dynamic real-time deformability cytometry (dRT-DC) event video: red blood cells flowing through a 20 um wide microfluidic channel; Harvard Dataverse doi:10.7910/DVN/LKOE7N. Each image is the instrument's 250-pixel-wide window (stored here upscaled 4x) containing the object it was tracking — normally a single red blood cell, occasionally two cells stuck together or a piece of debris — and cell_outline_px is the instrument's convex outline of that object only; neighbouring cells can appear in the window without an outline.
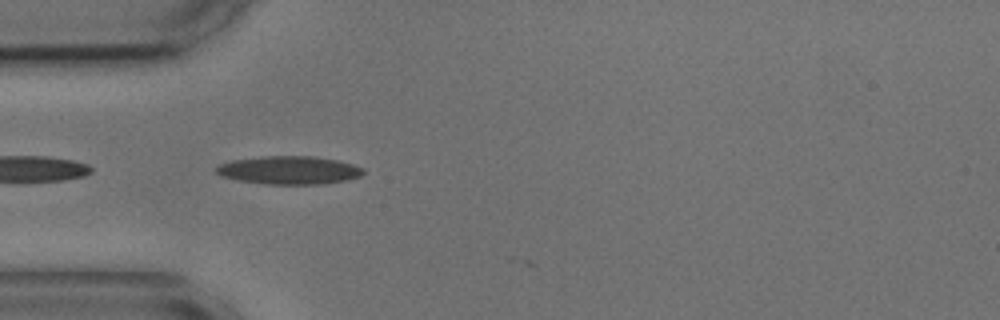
{"species": "common noctule bat (a hibernating species)", "species_latin": "Nyctalus noctula", "temperature_condition": "cold", "stored_images_in_passage": 4, "camera_frame_rate_fps": 3000, "um_per_image_px": 0.085, "animal": {"sex": "male", "body_mass_g": 17.9, "forearm_length_mm": 54.2}, "frame": {"image": 1, "passage_image": 2, "time_ms": 0.333, "image_size_px": [1000, 320], "cell_outline_px": [[364, 172], [360, 176], [348, 180], [324, 184], [264, 184], [240, 180], [220, 176], [216, 172], [216, 168], [220, 164], [232, 160], [260, 156], [316, 156], [336, 160], [352, 164], [364, 168]], "centroid_in_image_um": [24.59, 14.46], "position_along_channel_um": 60.4, "area_um2": 24.22}}